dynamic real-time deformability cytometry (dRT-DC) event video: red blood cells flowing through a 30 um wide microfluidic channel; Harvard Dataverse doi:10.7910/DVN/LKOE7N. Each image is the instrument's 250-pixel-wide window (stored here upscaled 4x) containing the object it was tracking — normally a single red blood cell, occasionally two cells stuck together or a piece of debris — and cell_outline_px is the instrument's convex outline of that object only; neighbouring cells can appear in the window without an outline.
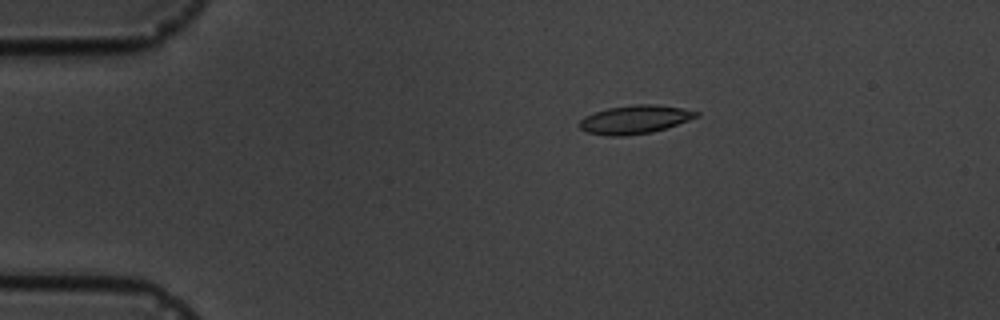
{"species": "common noctule bat (a hibernating species)", "species_latin": "Nyctalus noctula", "temperature_condition": "cold", "stored_images_in_passage": 6, "camera_frame_rate_fps": 3000, "um_per_image_px": 0.085, "animal": {"sex": "male", "body_mass_g": 19.5, "forearm_length_mm": 54.6}, "frame": {"image": 1, "passage_image": 3, "time_ms": 2.333, "image_size_px": [1000, 320], "cell_outline_px": [[700, 116], [652, 132], [624, 136], [608, 136], [588, 132], [580, 128], [580, 120], [584, 116], [608, 108], [636, 104], [652, 104], [680, 108], [700, 112]], "centroid_in_image_um": [53.95, 10.16], "position_along_channel_um": 31.0, "area_um2": 19.07}}
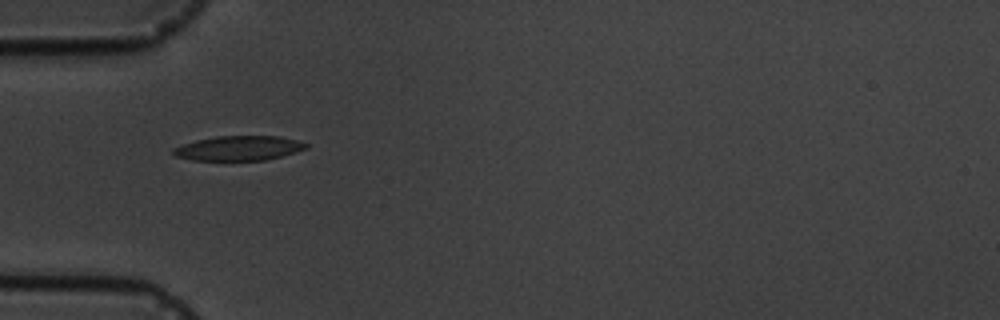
{"frame": {"image": 2, "passage_image": 5, "time_ms": 4.667, "image_size_px": [1000, 320], "cell_outline_px": [[308, 148], [296, 152], [268, 160], [192, 160], [176, 156], [172, 152], [172, 148], [196, 140], [216, 136], [280, 136], [296, 140], [308, 144]], "centroid_in_image_um": [20.31, 12.59], "position_along_channel_um": 64.7, "area_um2": 19.07}}
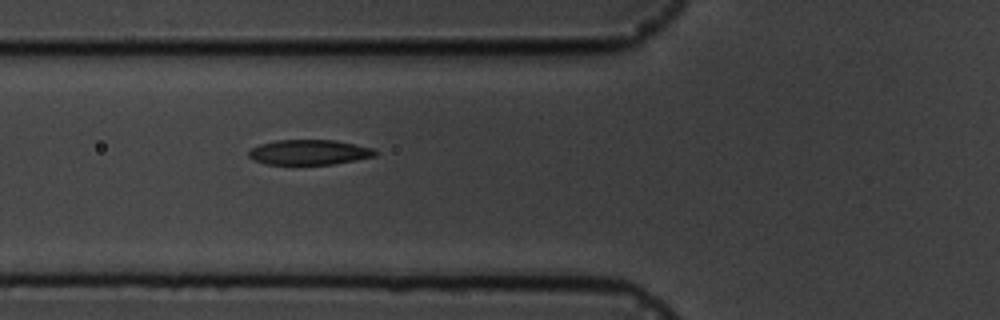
{"frame": {"image": 3, "passage_image": 6, "time_ms": 5.667, "image_size_px": [1000, 320], "cell_outline_px": [[380, 152], [376, 156], [332, 164], [268, 164], [256, 160], [248, 156], [248, 152], [252, 148], [260, 144], [276, 140], [336, 140], [372, 148]], "centroid_in_image_um": [26.31, 12.93], "position_along_channel_um": 99.5, "area_um2": 18.32}}